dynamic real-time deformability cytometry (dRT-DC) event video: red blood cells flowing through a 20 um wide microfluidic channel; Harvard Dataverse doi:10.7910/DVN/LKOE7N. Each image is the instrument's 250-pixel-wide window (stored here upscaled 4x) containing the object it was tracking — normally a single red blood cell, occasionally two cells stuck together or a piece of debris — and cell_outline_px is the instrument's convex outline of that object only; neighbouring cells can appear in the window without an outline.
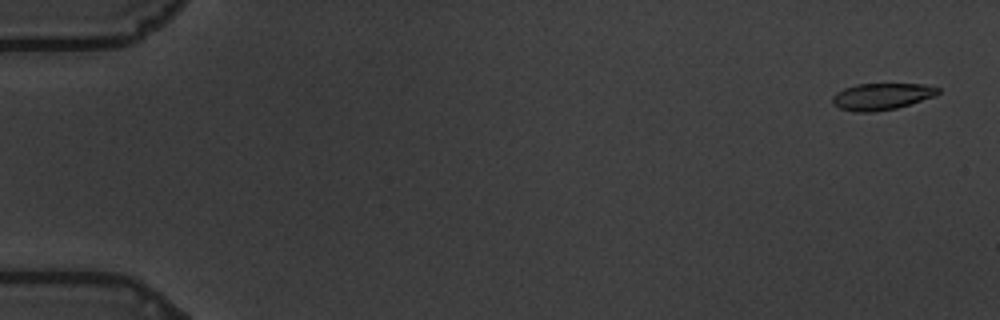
{"species": "common noctule bat (a hibernating species)", "species_latin": "Nyctalus noctula", "temperature_condition": "warm", "stored_images_in_passage": 59, "camera_frame_rate_fps": 3000, "um_per_image_px": 0.085, "animal": {"sex": "male", "body_mass_g": 19.5, "forearm_length_mm": 54.6}, "frame": {"image": 1, "passage_image": 3, "time_ms": 0.667, "image_size_px": [1000, 320], "cell_outline_px": [[940, 92], [936, 96], [896, 108], [872, 112], [856, 112], [840, 108], [832, 104], [832, 96], [836, 92], [844, 88], [856, 84], [924, 84], [940, 88]], "centroid_in_image_um": [74.94, 8.19], "position_along_channel_um": 10.1, "area_um2": 16.47}}
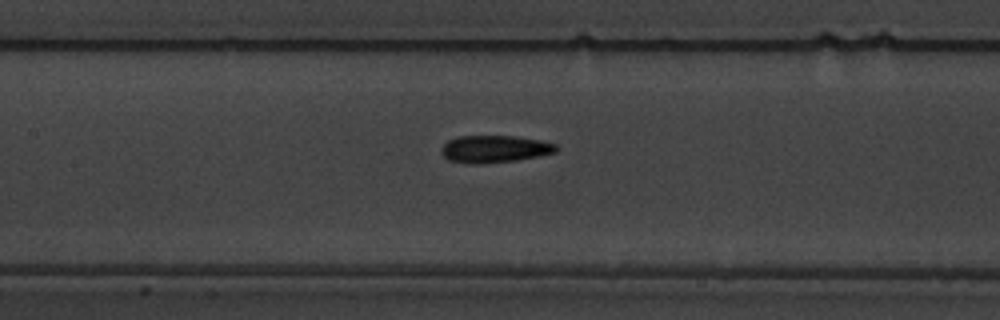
{"frame": {"image": 2, "passage_image": 29, "time_ms": 9.333, "image_size_px": [1000, 320], "cell_outline_px": [[560, 148], [556, 152], [516, 160], [448, 160], [440, 152], [440, 148], [448, 140], [456, 136], [516, 136], [540, 140], [556, 144]], "centroid_in_image_um": [42.09, 12.59], "position_along_channel_um": 165.3, "area_um2": 17.22}}
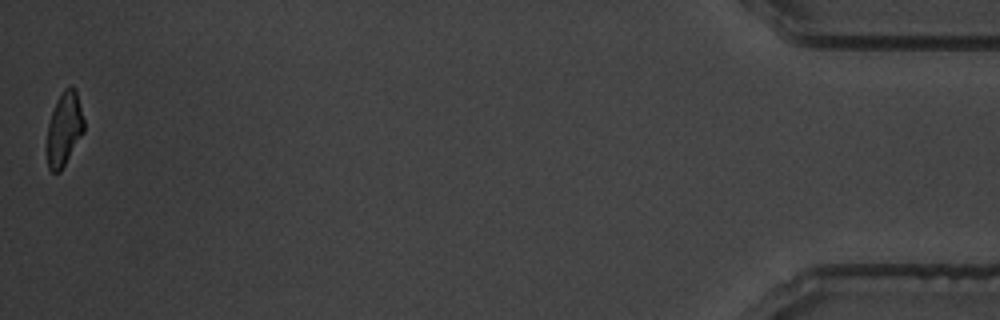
{"frame": {"image": 3, "passage_image": 59, "time_ms": 19.333, "image_size_px": [1000, 320], "cell_outline_px": [[84, 132], [60, 172], [52, 172], [48, 168], [48, 124], [56, 100], [64, 88], [72, 84], [76, 88], [84, 120]], "centroid_in_image_um": [5.48, 10.91], "position_along_channel_um": 429.7, "area_um2": 15.84}, "authors_computed_cell_mechanics": {"area_um2": 17.4556, "velocity_mm_per_s": 3.5209, "shape_relaxation_time_tau1_ms": 3.4553, "shape_relaxation_time_tau2_ms": 3.1098, "deformation_change_tau1": 0.1805, "deformation_change_tau2": 0.0963}}